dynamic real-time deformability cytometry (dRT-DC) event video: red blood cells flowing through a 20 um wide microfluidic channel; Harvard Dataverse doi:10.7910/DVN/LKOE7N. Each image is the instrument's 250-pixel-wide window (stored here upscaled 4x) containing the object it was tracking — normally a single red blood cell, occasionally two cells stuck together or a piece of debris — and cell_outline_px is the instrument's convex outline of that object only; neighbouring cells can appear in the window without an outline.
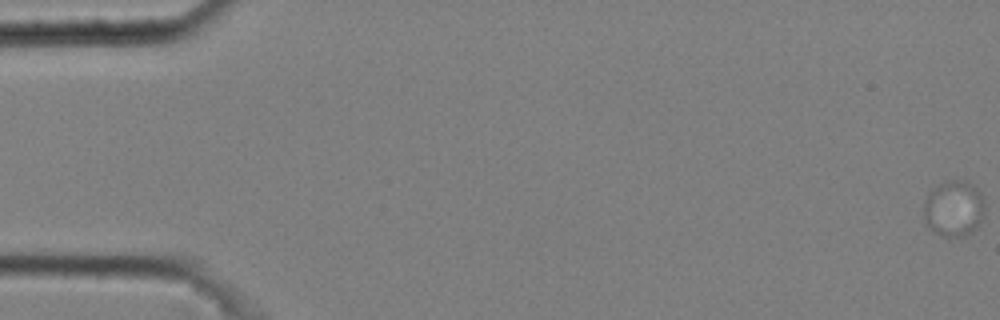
{"species": "common noctule bat (a hibernating species)", "species_latin": "Nyctalus noctula", "temperature_condition": "cold", "stored_images_in_passage": 4, "camera_frame_rate_fps": 3000, "um_per_image_px": 0.085, "animal": {"sex": "male", "body_mass_g": 20.4}, "frame": {"image": 1, "passage_image": 1, "time_ms": 0.0, "image_size_px": [1000, 320], "cell_outline_px": [[984, 212], [976, 228], [972, 232], [964, 236], [944, 236], [932, 232], [924, 220], [924, 200], [928, 192], [932, 188], [944, 180], [968, 180], [980, 192], [984, 200]], "centroid_in_image_um": [81.05, 17.69], "position_along_channel_um": 4.0, "area_um2": 20.23}}
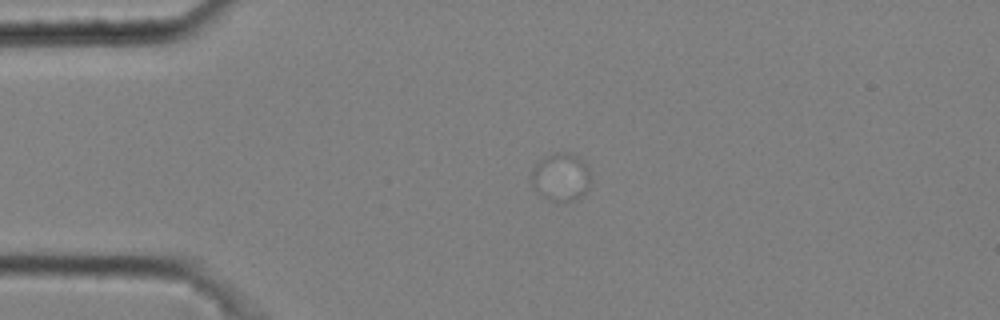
{"frame": {"image": 2, "passage_image": 4, "time_ms": 1.0, "image_size_px": [1000, 320], "cell_outline_px": [[592, 180], [588, 188], [576, 200], [548, 200], [536, 192], [532, 184], [532, 168], [540, 160], [556, 152], [564, 152], [576, 156], [588, 168]], "centroid_in_image_um": [47.67, 15.06], "position_along_channel_um": 37.3, "area_um2": 16.3}}